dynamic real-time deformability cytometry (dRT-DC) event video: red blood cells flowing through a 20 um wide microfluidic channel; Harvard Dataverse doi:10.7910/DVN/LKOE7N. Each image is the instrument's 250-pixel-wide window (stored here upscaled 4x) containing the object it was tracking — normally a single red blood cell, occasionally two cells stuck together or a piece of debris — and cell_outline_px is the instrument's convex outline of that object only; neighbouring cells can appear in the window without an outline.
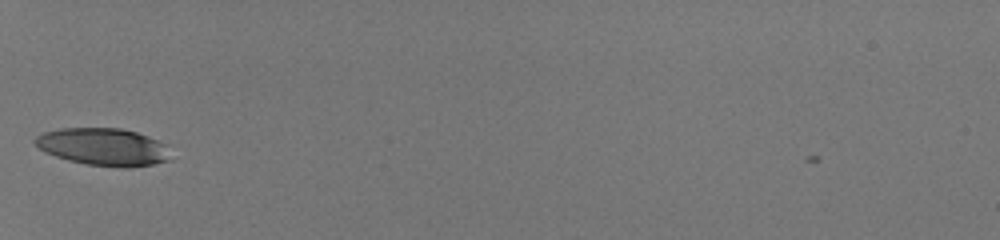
{"species": "human", "species_latin": "Homo sapiens", "temperature_condition": "room temperature", "stored_images_in_passage": 32, "camera_frame_rate_fps": 3000, "um_per_image_px": 0.085, "donor": {"sex": "male"}, "frame": {"image": 1, "passage_image": 1, "time_ms": 0.0, "image_size_px": [1000, 240], "cell_outline_px": [[168, 160], [152, 164], [132, 168], [120, 168], [88, 164], [68, 160], [44, 152], [32, 140], [36, 136], [44, 132], [60, 128], [120, 128], [136, 132], [148, 136], [164, 144]], "centroid_in_image_um": [8.72, 12.48], "position_along_channel_um": 76.3, "area_um2": 29.3}}
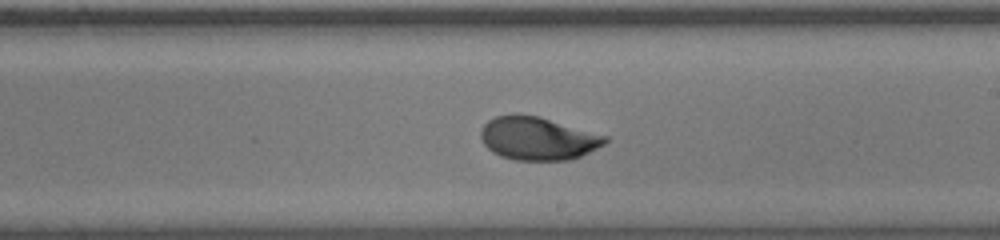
{"frame": {"image": 2, "passage_image": 14, "time_ms": 4.333, "image_size_px": [1000, 240], "cell_outline_px": [[608, 140], [604, 144], [580, 156], [568, 160], [516, 160], [500, 156], [492, 152], [484, 144], [480, 136], [480, 132], [484, 124], [488, 120], [496, 116], [512, 112], [540, 116], [608, 136]], "centroid_in_image_um": [45.68, 11.74], "position_along_channel_um": 243.3, "area_um2": 31.5}}
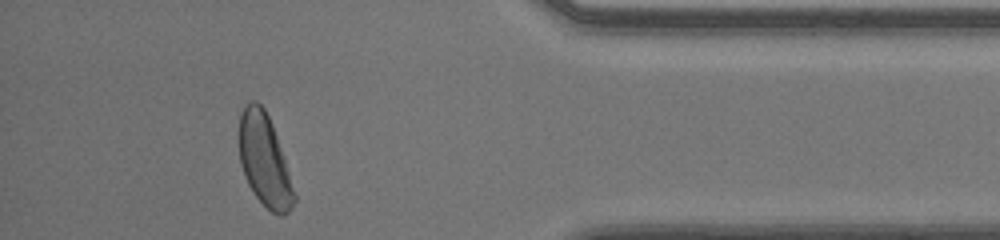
{"frame": {"image": 3, "passage_image": 28, "time_ms": 9.0, "image_size_px": [1000, 240], "cell_outline_px": [[296, 200], [292, 208], [284, 216], [280, 216], [272, 212], [256, 196], [248, 184], [244, 176], [240, 164], [240, 112], [244, 104], [252, 100], [256, 100], [264, 108], [272, 124], [296, 196]], "centroid_in_image_um": [22.47, 13.63], "position_along_channel_um": 412.7, "area_um2": 29.07}, "authors_computed_cell_mechanics": {"area_um2": 30.8652, "velocity_mm_per_s": 4.0653, "shape_relaxation_time_tau1_ms": 3.2417, "shape_relaxation_time_tau2_ms": 0.8342, "deformation_change_tau1": 0.1684, "deformation_change_tau2": 0.0399}}